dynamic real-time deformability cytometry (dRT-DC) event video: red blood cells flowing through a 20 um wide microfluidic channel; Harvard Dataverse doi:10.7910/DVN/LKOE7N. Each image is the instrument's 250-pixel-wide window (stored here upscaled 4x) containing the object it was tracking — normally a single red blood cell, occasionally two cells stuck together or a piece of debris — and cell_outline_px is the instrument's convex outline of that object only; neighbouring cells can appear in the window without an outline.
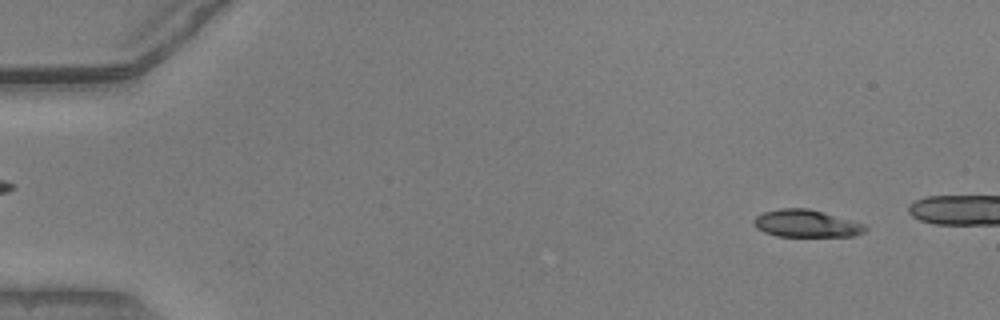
{"species": "common noctule bat (a hibernating species)", "species_latin": "Nyctalus noctula", "temperature_condition": "warm", "stored_images_in_passage": 10, "camera_frame_rate_fps": 3000, "um_per_image_px": 0.085, "animal": {"sex": "male", "body_mass_g": 20.5, "forearm_length_mm": 52.5}, "frame": {"image": 1, "passage_image": 1, "time_ms": 0.0, "image_size_px": [1000, 320], "cell_outline_px": [[868, 228], [864, 232], [856, 236], [776, 236], [764, 232], [756, 228], [752, 224], [752, 220], [756, 216], [764, 212], [780, 208], [808, 208], [864, 224]], "centroid_in_image_um": [68.49, 19.0], "position_along_channel_um": 16.5, "area_um2": 17.74}}